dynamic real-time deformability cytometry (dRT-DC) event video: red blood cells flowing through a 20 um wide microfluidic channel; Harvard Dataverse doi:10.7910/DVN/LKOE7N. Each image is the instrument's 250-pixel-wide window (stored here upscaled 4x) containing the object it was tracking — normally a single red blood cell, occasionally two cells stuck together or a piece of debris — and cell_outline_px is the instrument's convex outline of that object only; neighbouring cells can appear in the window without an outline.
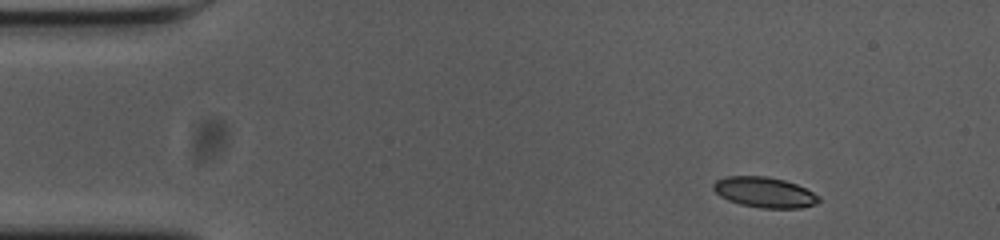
{"species": "common noctule bat (a hibernating species)", "species_latin": "Nyctalus noctula", "temperature_condition": "cold", "stored_images_in_passage": 50, "camera_frame_rate_fps": 3000, "um_per_image_px": 0.085, "animal": {"sex": "female", "body_mass_g": 23.0, "forearm_length_mm": 53.4}, "frame": {"image": 1, "passage_image": 1, "time_ms": 0.0, "image_size_px": [1000, 240], "cell_outline_px": [[820, 200], [816, 204], [800, 208], [764, 208], [740, 204], [728, 200], [720, 196], [712, 188], [712, 184], [716, 180], [724, 176], [768, 176], [784, 180], [796, 184], [820, 196]], "centroid_in_image_um": [64.96, 16.34], "position_along_channel_um": 20.0, "area_um2": 18.73}}
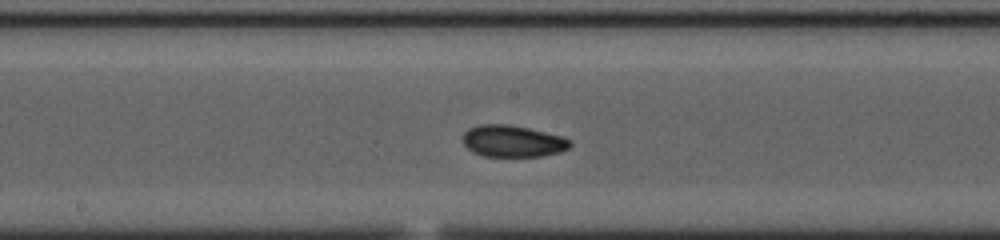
{"frame": {"image": 2, "passage_image": 23, "time_ms": 7.333, "image_size_px": [1000, 240], "cell_outline_px": [[572, 144], [568, 148], [560, 152], [544, 156], [484, 156], [472, 152], [464, 144], [464, 132], [468, 128], [480, 124], [508, 124], [528, 128], [560, 136], [568, 140]], "centroid_in_image_um": [43.55, 12.0], "position_along_channel_um": 204.6, "area_um2": 19.65}}
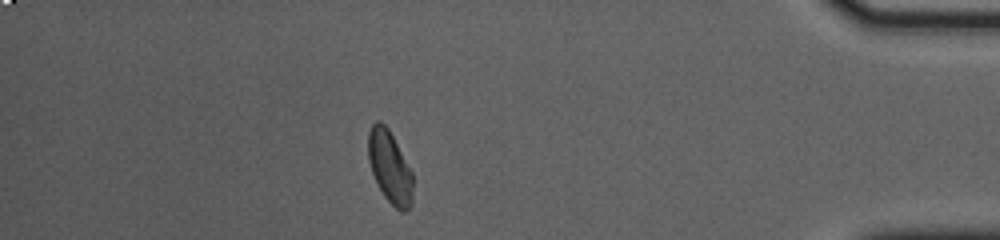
{"frame": {"image": 3, "passage_image": 43, "time_ms": 14.0, "image_size_px": [1000, 240], "cell_outline_px": [[412, 204], [404, 212], [400, 212], [384, 196], [372, 172], [368, 160], [368, 132], [372, 124], [376, 120], [380, 120], [388, 128], [412, 172]], "centroid_in_image_um": [33.12, 14.18], "position_along_channel_um": 402.1, "area_um2": 18.61}, "authors_computed_cell_mechanics": {"area_um2": 19.2185, "velocity_mm_per_s": 3.6569, "shape_relaxation_time_tau1_ms": null, "shape_relaxation_time_tau2_ms": 2.7576, "deformation_change_tau1": null, "deformation_change_tau2": 0.0669}}